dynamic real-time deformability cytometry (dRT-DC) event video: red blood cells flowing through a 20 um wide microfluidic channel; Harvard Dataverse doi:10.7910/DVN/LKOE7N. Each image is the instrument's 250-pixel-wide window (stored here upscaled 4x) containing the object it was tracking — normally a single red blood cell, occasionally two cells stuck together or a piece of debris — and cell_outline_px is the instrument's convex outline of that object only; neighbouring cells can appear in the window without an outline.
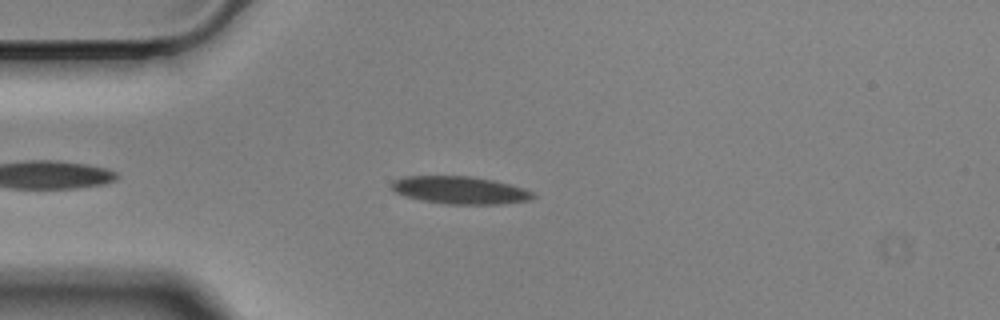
{"species": "Egyptian fruit bat (a non-hibernating species)", "species_latin": "Rousettus aegyptiacus", "temperature_condition": "cold", "stored_images_in_passage": 49, "camera_frame_rate_fps": 3000, "um_per_image_px": 0.085, "animal": {"sex": "male"}, "frame": {"image": 1, "passage_image": 7, "time_ms": 2.0, "image_size_px": [1000, 320], "cell_outline_px": [[536, 196], [528, 200], [500, 204], [448, 204], [420, 200], [404, 196], [396, 192], [392, 188], [392, 180], [404, 176], [468, 176], [496, 180], [524, 188], [536, 192]], "centroid_in_image_um": [39.12, 16.16], "position_along_channel_um": 45.9, "area_um2": 22.89}}
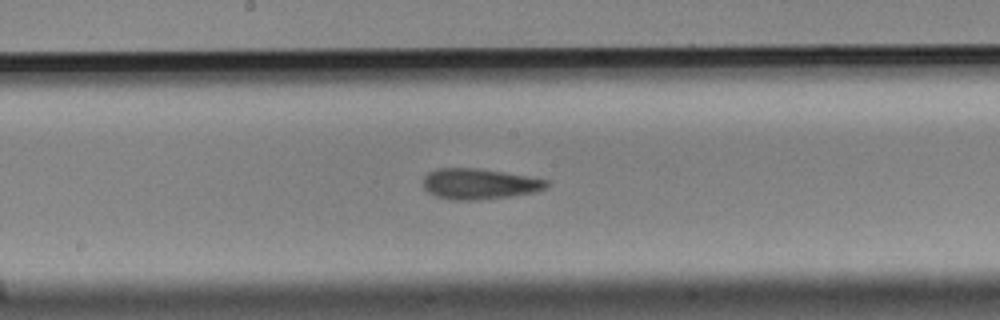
{"frame": {"image": 2, "passage_image": 22, "time_ms": 7.0, "image_size_px": [1000, 320], "cell_outline_px": [[548, 184], [544, 188], [532, 192], [508, 196], [476, 200], [452, 200], [436, 196], [428, 192], [424, 188], [424, 176], [428, 172], [436, 168], [476, 168], [548, 180]], "centroid_in_image_um": [40.65, 15.63], "position_along_channel_um": 207.5, "area_um2": 21.62}}
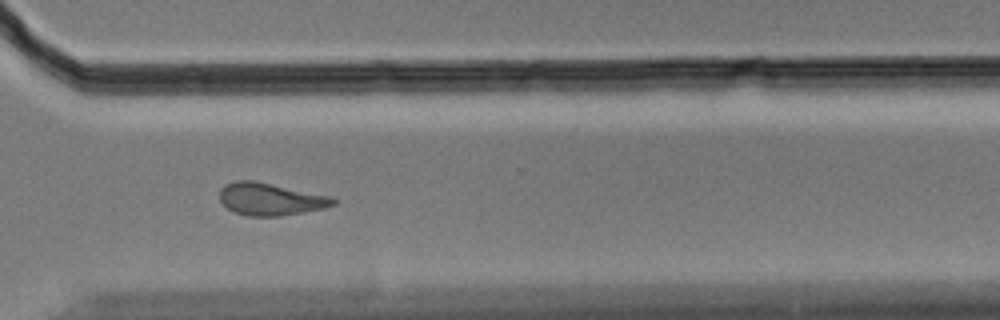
{"frame": {"image": 3, "passage_image": 34, "time_ms": 11.0, "image_size_px": [1000, 320], "cell_outline_px": [[336, 204], [324, 208], [280, 216], [248, 216], [236, 212], [228, 208], [220, 200], [220, 188], [224, 184], [236, 180], [252, 180], [332, 196], [336, 200]], "centroid_in_image_um": [22.98, 16.92], "position_along_channel_um": 347.6, "area_um2": 21.33}, "authors_computed_cell_mechanics": {"area_um2": 21.6172, "velocity_mm_per_s": 3.5162, "shape_relaxation_time_tau1_ms": 4.9577, "shape_relaxation_time_tau2_ms": 3.3178, "deformation_change_tau1": 0.153, "deformation_change_tau2": 0.1242}}